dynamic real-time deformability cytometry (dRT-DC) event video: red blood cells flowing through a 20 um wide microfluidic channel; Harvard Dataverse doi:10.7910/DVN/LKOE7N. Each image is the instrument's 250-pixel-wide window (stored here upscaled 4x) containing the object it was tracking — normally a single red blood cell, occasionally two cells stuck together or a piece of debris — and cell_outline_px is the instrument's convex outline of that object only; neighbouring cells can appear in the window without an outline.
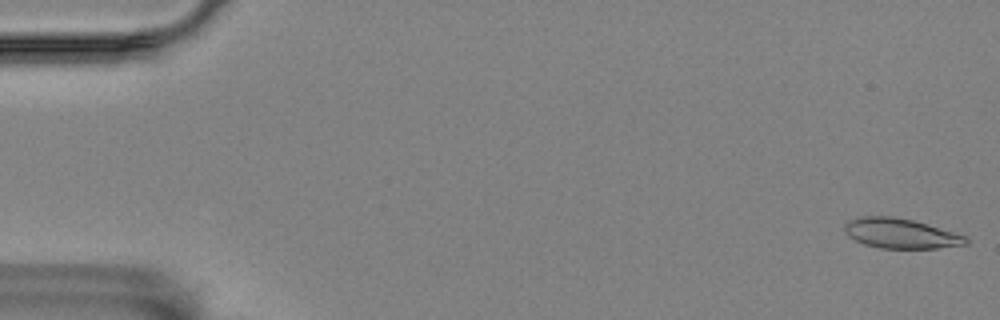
{"species": "Egyptian fruit bat (a non-hibernating species)", "species_latin": "Rousettus aegyptiacus", "temperature_condition": "room temperature", "stored_images_in_passage": 12, "camera_frame_rate_fps": 3000, "um_per_image_px": 0.085, "animal": {"sex": "female"}, "frame": {"image": 1, "passage_image": 1, "time_ms": 0.0, "image_size_px": [1000, 320], "cell_outline_px": [[968, 244], [936, 248], [880, 248], [864, 244], [848, 236], [844, 232], [844, 224], [848, 220], [860, 216], [892, 216], [912, 220], [968, 236]], "centroid_in_image_um": [76.53, 19.84], "position_along_channel_um": 8.5, "area_um2": 21.15}}